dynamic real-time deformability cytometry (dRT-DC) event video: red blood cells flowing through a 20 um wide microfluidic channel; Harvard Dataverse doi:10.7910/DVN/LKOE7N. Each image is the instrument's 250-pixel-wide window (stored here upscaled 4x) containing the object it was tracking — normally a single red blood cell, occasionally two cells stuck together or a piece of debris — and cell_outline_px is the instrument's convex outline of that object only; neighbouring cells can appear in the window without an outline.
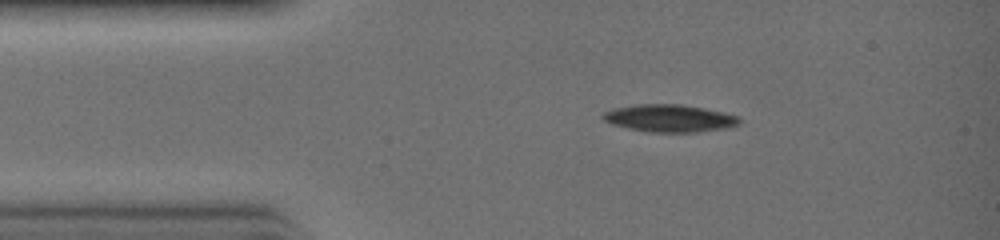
{"species": "common noctule bat (a hibernating species)", "species_latin": "Nyctalus noctula", "temperature_condition": "warm", "stored_images_in_passage": 30, "camera_frame_rate_fps": 3000, "um_per_image_px": 0.085, "animal": {"sex": "female", "body_mass_g": 19.0, "forearm_length_mm": 51.5}, "frame": {"image": 1, "passage_image": 4, "time_ms": 1.0, "image_size_px": [1000, 240], "cell_outline_px": [[740, 124], [724, 128], [696, 132], [648, 132], [628, 128], [612, 124], [604, 120], [600, 116], [604, 112], [612, 108], [636, 104], [680, 104], [704, 108], [724, 112], [740, 116]], "centroid_in_image_um": [56.89, 10.04], "position_along_channel_um": 28.1, "area_um2": 21.91}}
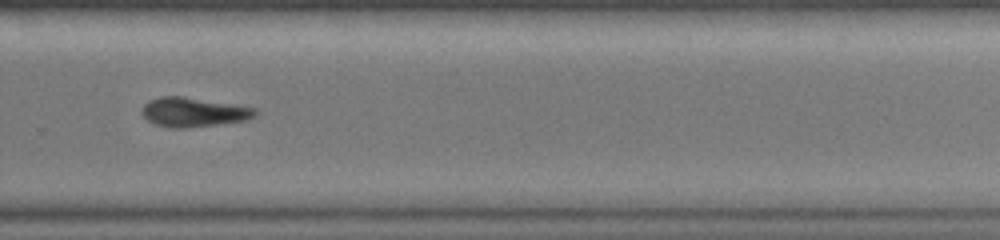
{"frame": {"image": 2, "passage_image": 20, "time_ms": 6.333, "image_size_px": [1000, 240], "cell_outline_px": [[260, 112], [256, 116], [248, 120], [188, 128], [172, 128], [156, 124], [148, 120], [140, 112], [144, 104], [148, 100], [160, 96], [184, 96], [256, 108]], "centroid_in_image_um": [16.47, 9.53], "position_along_channel_um": 313.3, "area_um2": 19.54}}
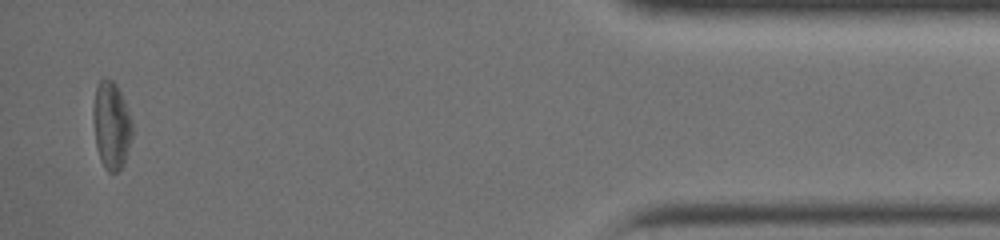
{"frame": {"image": 3, "passage_image": 29, "time_ms": 9.333, "image_size_px": [1000, 240], "cell_outline_px": [[132, 136], [124, 164], [116, 172], [108, 172], [104, 168], [100, 160], [96, 144], [92, 120], [92, 108], [96, 84], [104, 76], [112, 80], [116, 84], [124, 100], [132, 120]], "centroid_in_image_um": [9.44, 10.62], "position_along_channel_um": 425.8, "area_um2": 20.23}}